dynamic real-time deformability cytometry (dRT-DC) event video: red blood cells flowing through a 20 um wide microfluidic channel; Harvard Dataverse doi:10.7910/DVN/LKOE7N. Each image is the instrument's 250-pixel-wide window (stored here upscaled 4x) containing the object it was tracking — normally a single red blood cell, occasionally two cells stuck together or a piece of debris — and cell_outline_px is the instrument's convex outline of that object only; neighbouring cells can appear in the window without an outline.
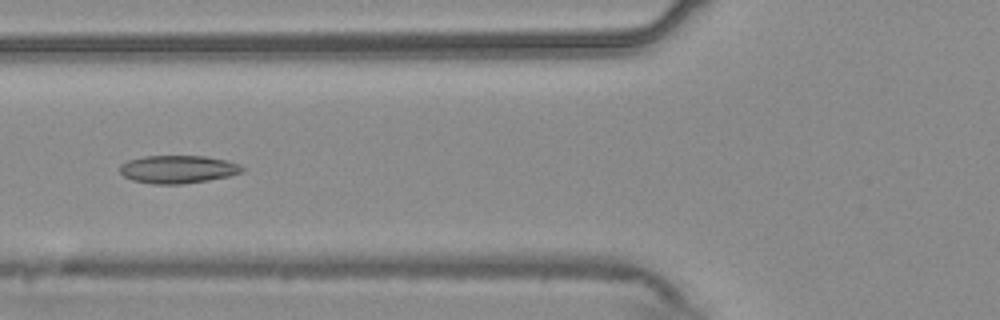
{"species": "common noctule bat (a hibernating species)", "species_latin": "Nyctalus noctula", "temperature_condition": "warm", "stored_images_in_passage": 46, "camera_frame_rate_fps": 3000, "um_per_image_px": 0.085, "animal": {"sex": "male", "body_mass_g": 20.4}, "frame": {"image": 1, "passage_image": 20, "time_ms": 6.333, "image_size_px": [1000, 320], "cell_outline_px": [[244, 172], [228, 176], [208, 180], [180, 184], [152, 184], [132, 180], [124, 176], [120, 172], [120, 164], [128, 160], [144, 156], [204, 156], [224, 160], [240, 164], [244, 168]], "centroid_in_image_um": [15.11, 14.39], "position_along_channel_um": 110.7, "area_um2": 19.88}}
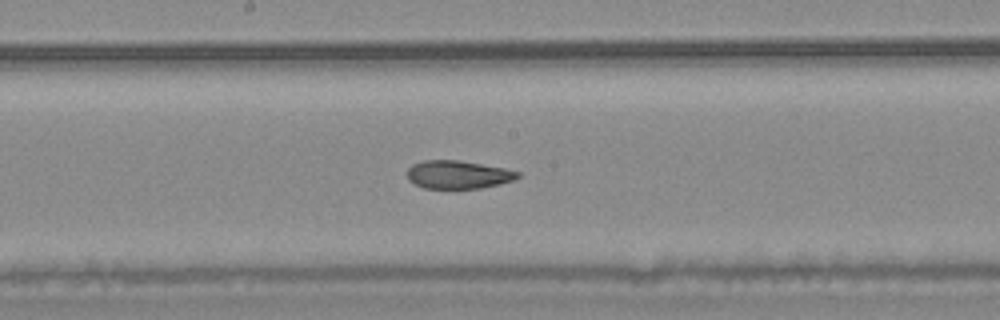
{"frame": {"image": 2, "passage_image": 28, "time_ms": 9.0, "image_size_px": [1000, 320], "cell_outline_px": [[520, 176], [516, 180], [500, 184], [480, 188], [424, 188], [408, 180], [408, 168], [412, 164], [424, 160], [460, 160], [504, 168], [520, 172]], "centroid_in_image_um": [38.96, 14.84], "position_along_channel_um": 209.2, "area_um2": 18.15}}
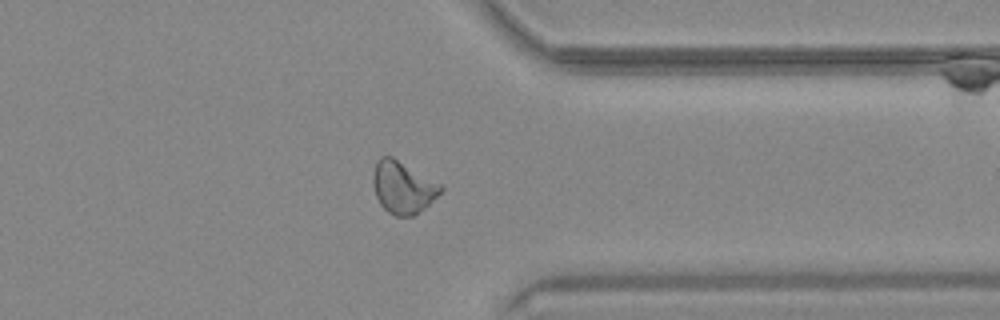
{"frame": {"image": 3, "passage_image": 42, "time_ms": 13.667, "image_size_px": [1000, 320], "cell_outline_px": [[444, 188], [424, 208], [412, 216], [396, 216], [388, 212], [380, 204], [376, 196], [372, 180], [372, 176], [376, 160], [380, 156], [392, 156], [440, 184]], "centroid_in_image_um": [34.2, 15.91], "position_along_channel_um": 377.2, "area_um2": 20.29}, "authors_computed_cell_mechanics": {"area_um2": 19.9699, "velocity_mm_per_s": 3.6935, "shape_relaxation_time_tau1_ms": null, "shape_relaxation_time_tau2_ms": 3.5253, "deformation_change_tau1": null, "deformation_change_tau2": 0.0567}}